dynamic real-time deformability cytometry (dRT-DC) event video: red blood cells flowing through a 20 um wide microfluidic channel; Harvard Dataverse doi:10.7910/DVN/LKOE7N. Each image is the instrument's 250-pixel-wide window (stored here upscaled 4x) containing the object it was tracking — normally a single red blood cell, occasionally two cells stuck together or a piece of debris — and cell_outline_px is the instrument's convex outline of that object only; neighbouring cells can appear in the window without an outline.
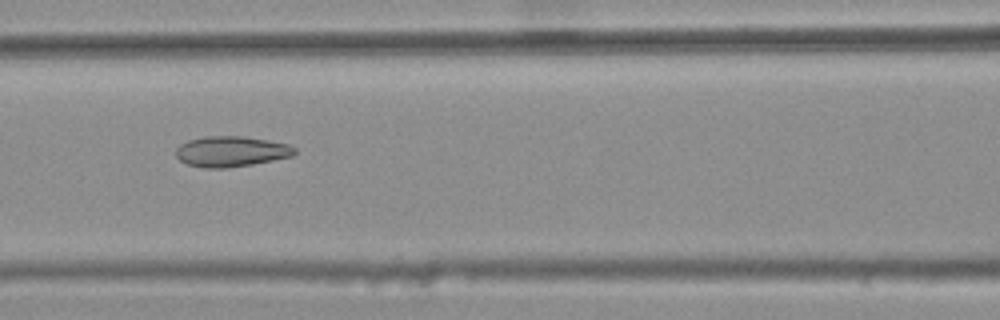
{"species": "common noctule bat (a hibernating species)", "species_latin": "Nyctalus noctula", "temperature_condition": "warm", "stored_images_in_passage": 49, "camera_frame_rate_fps": 3000, "um_per_image_px": 0.085, "animal": {"sex": "female", "body_mass_g": 25.1}, "frame": {"image": 1, "passage_image": 24, "time_ms": 7.667, "image_size_px": [1000, 320], "cell_outline_px": [[296, 152], [292, 156], [252, 164], [228, 168], [204, 168], [188, 164], [180, 160], [176, 156], [176, 148], [180, 144], [188, 140], [204, 136], [244, 136], [268, 140], [288, 144], [296, 148]], "centroid_in_image_um": [19.64, 12.87], "position_along_channel_um": 147.0, "area_um2": 21.15}}
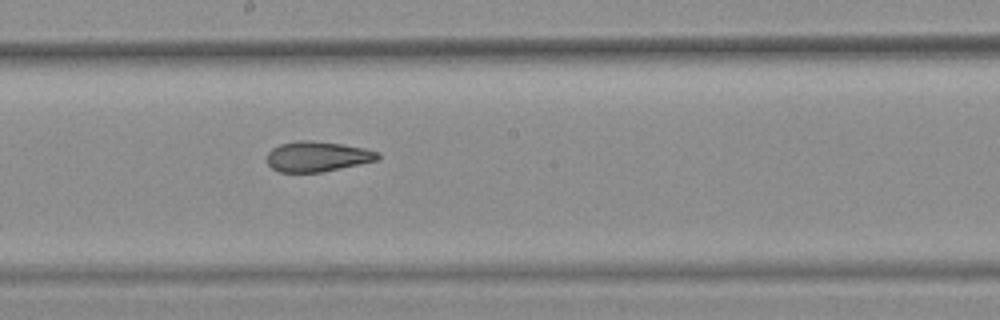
{"frame": {"image": 2, "passage_image": 30, "time_ms": 9.667, "image_size_px": [1000, 320], "cell_outline_px": [[380, 156], [376, 160], [320, 172], [280, 172], [272, 168], [264, 160], [268, 152], [272, 148], [280, 144], [300, 140], [312, 140], [340, 144], [364, 148], [380, 152]], "centroid_in_image_um": [26.91, 13.29], "position_along_channel_um": 221.3, "area_um2": 19.42}}
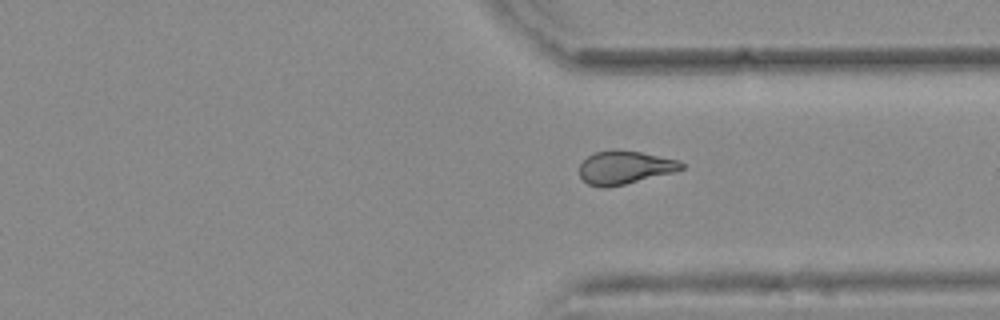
{"frame": {"image": 3, "passage_image": 41, "time_ms": 13.333, "image_size_px": [1000, 320], "cell_outline_px": [[684, 168], [672, 172], [608, 188], [600, 188], [588, 184], [580, 176], [580, 164], [588, 156], [596, 152], [616, 148], [640, 152], [680, 160], [684, 164]], "centroid_in_image_um": [53.08, 14.22], "position_along_channel_um": 358.3, "area_um2": 19.77}, "authors_computed_cell_mechanics": {"area_um2": 20.9236, "velocity_mm_per_s": 3.7226, "shape_relaxation_time_tau1_ms": null, "shape_relaxation_time_tau2_ms": 2.7986, "deformation_change_tau1": null, "deformation_change_tau2": 0.1074}}